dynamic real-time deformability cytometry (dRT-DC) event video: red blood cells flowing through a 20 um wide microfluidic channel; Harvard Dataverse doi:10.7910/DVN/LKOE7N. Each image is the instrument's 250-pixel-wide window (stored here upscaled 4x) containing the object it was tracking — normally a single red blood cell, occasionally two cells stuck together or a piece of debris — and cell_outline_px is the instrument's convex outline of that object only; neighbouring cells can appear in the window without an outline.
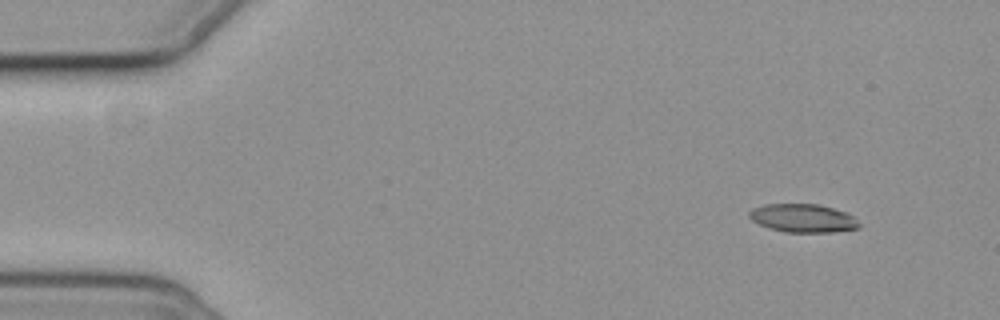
{"species": "common noctule bat (a hibernating species)", "species_latin": "Nyctalus noctula", "temperature_condition": "cold", "stored_images_in_passage": 53, "camera_frame_rate_fps": 3000, "um_per_image_px": 0.085, "animal": {"sex": "female", "body_mass_g": 19.3, "forearm_length_mm": 54.1}, "frame": {"image": 1, "passage_image": 1, "time_ms": 0.0, "image_size_px": [1000, 320], "cell_outline_px": [[860, 228], [832, 232], [784, 232], [768, 228], [752, 220], [748, 216], [748, 212], [764, 204], [820, 204], [848, 212], [860, 224]], "centroid_in_image_um": [68.27, 18.54], "position_along_channel_um": 16.7, "area_um2": 18.21}}
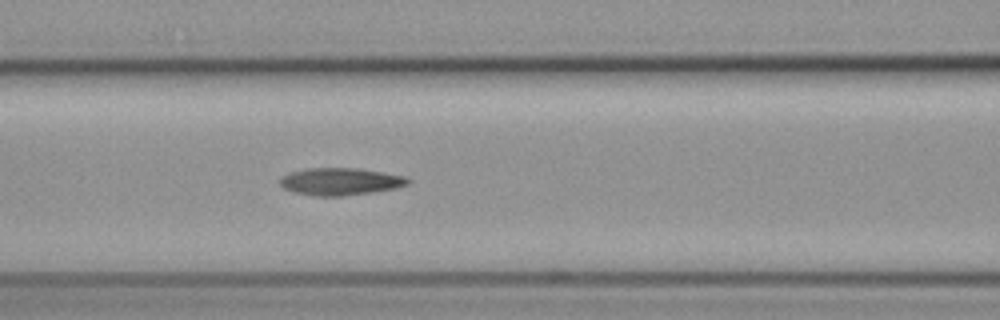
{"frame": {"image": 2, "passage_image": 20, "time_ms": 6.333, "image_size_px": [1000, 320], "cell_outline_px": [[412, 180], [408, 184], [396, 188], [372, 192], [340, 196], [312, 196], [292, 192], [284, 188], [280, 184], [280, 176], [304, 168], [356, 168], [404, 176]], "centroid_in_image_um": [28.89, 15.43], "position_along_channel_um": 137.7, "area_um2": 20.35}}
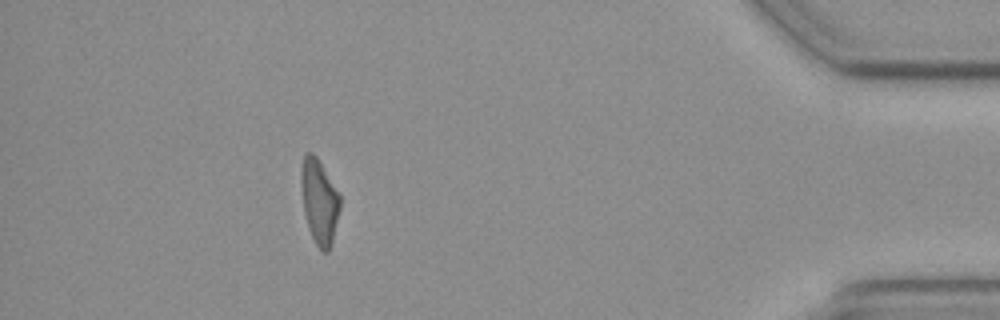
{"frame": {"image": 3, "passage_image": 47, "time_ms": 15.333, "image_size_px": [1000, 320], "cell_outline_px": [[340, 208], [332, 244], [328, 252], [324, 252], [316, 244], [308, 228], [304, 212], [300, 184], [300, 172], [304, 156], [308, 152], [312, 152], [316, 156], [340, 192]], "centroid_in_image_um": [27.15, 17.11], "position_along_channel_um": 408.1, "area_um2": 19.36}, "authors_computed_cell_mechanics": {"area_um2": 19.4208, "velocity_mm_per_s": 3.6532, "shape_relaxation_time_tau1_ms": 11.1445, "shape_relaxation_time_tau2_ms": 3.9515, "deformation_change_tau1": 0.2382, "deformation_change_tau2": 0.1003}}